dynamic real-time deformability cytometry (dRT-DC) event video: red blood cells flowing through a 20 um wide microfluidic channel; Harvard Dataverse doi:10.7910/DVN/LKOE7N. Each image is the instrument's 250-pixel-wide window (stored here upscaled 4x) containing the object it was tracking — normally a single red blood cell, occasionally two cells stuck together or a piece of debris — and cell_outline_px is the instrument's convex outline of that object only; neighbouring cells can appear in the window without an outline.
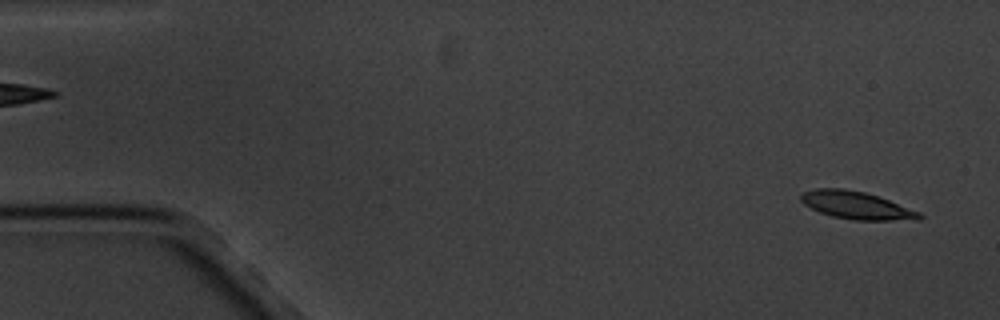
{"species": "common noctule bat (a hibernating species)", "species_latin": "Nyctalus noctula", "temperature_condition": "cold", "stored_images_in_passage": 6, "segment_of_instrument_passage": [2, 2], "camera_frame_rate_fps": 3000, "um_per_image_px": 0.085, "animal": {"sex": "male", "body_mass_g": 20.1, "forearm_length_mm": 53.5}, "frame": {"image": 1, "passage_image": 6, "time_ms": 6.0, "image_size_px": [1000, 320], "cell_outline_px": [[924, 216], [920, 220], [852, 220], [832, 216], [820, 212], [804, 204], [800, 200], [800, 192], [816, 188], [844, 188], [864, 192], [888, 200], [920, 212]], "centroid_in_image_um": [72.78, 17.45], "position_along_channel_um": 12.2, "area_um2": 19.07}}